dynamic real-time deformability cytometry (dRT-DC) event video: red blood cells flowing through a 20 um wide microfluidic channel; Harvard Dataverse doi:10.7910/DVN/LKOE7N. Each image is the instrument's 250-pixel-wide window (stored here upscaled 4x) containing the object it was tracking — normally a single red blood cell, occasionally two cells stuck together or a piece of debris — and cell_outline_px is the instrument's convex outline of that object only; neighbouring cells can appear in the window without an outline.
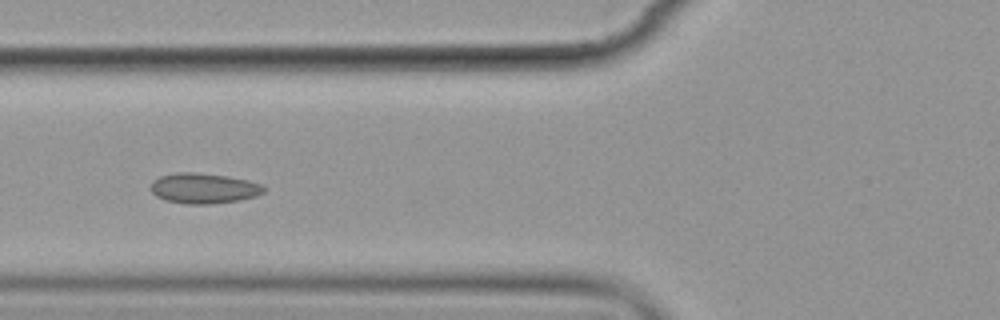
{"species": "common noctule bat (a hibernating species)", "species_latin": "Nyctalus noctula", "temperature_condition": "cold", "stored_images_in_passage": 9, "camera_frame_rate_fps": 3000, "um_per_image_px": 0.085, "animal": {"sex": "female", "body_mass_g": 19.9}, "frame": {"image": 1, "passage_image": 6, "time_ms": 6.0, "image_size_px": [1000, 320], "cell_outline_px": [[268, 188], [264, 192], [256, 196], [240, 200], [212, 204], [188, 204], [164, 200], [156, 196], [148, 188], [152, 180], [160, 176], [176, 172], [196, 172], [228, 176], [248, 180], [260, 184]], "centroid_in_image_um": [17.3, 16.0], "position_along_channel_um": 108.5, "area_um2": 20.35}}
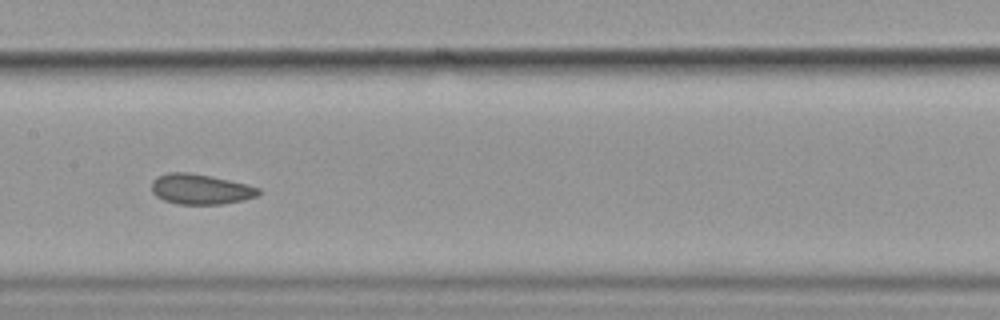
{"frame": {"image": 2, "passage_image": 8, "time_ms": 8.333, "image_size_px": [1000, 320], "cell_outline_px": [[260, 192], [256, 196], [240, 200], [220, 204], [176, 204], [164, 200], [156, 196], [152, 192], [152, 180], [156, 176], [168, 172], [188, 172], [248, 184], [260, 188]], "centroid_in_image_um": [16.99, 16.07], "position_along_channel_um": 190.4, "area_um2": 18.73}}
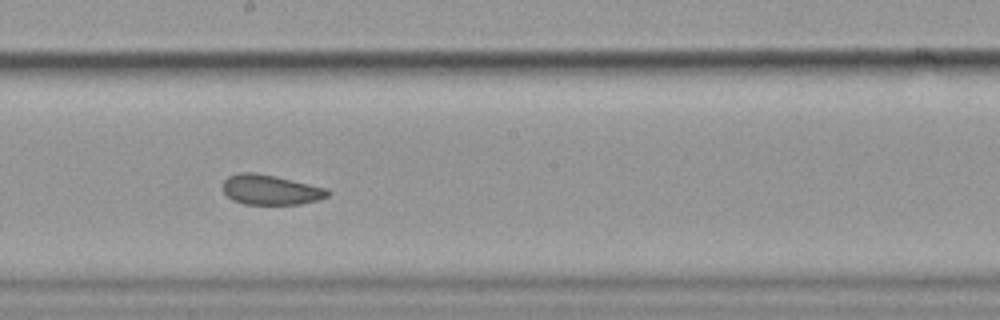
{"frame": {"image": 3, "passage_image": 9, "time_ms": 9.333, "image_size_px": [1000, 320], "cell_outline_px": [[332, 192], [328, 196], [320, 200], [300, 204], [244, 204], [232, 200], [224, 192], [224, 180], [228, 176], [240, 172], [256, 172], [276, 176], [328, 188]], "centroid_in_image_um": [23.04, 16.13], "position_along_channel_um": 225.2, "area_um2": 18.5}}